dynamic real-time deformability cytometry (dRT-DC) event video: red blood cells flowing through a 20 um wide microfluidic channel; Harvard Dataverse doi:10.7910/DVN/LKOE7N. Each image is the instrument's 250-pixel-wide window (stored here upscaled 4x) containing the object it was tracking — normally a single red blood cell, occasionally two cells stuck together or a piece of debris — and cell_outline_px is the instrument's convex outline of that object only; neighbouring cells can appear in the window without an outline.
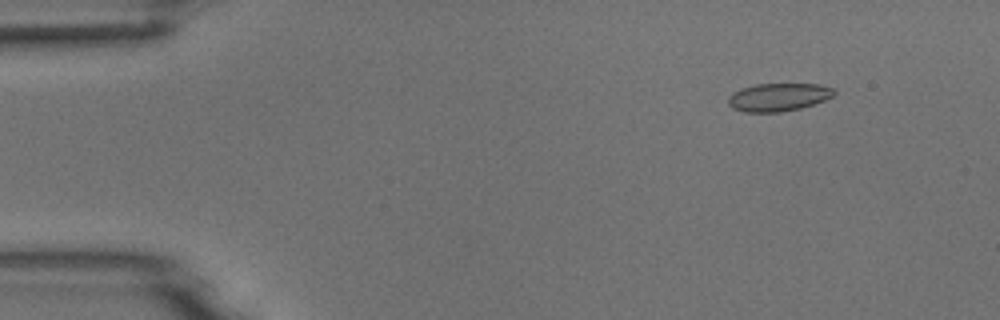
{"species": "common noctule bat (a hibernating species)", "species_latin": "Nyctalus noctula", "temperature_condition": "room temperature", "stored_images_in_passage": 4, "camera_frame_rate_fps": 3000, "um_per_image_px": 0.085, "animal": {"sex": "male", "body_mass_g": 18.8}, "frame": {"image": 1, "passage_image": 2, "time_ms": 1.333, "image_size_px": [1000, 320], "cell_outline_px": [[836, 92], [832, 96], [824, 100], [800, 108], [780, 112], [744, 112], [732, 108], [728, 104], [728, 96], [732, 92], [740, 88], [756, 84], [820, 84], [832, 88]], "centroid_in_image_um": [66.11, 8.25], "position_along_channel_um": 18.9, "area_um2": 17.28}}